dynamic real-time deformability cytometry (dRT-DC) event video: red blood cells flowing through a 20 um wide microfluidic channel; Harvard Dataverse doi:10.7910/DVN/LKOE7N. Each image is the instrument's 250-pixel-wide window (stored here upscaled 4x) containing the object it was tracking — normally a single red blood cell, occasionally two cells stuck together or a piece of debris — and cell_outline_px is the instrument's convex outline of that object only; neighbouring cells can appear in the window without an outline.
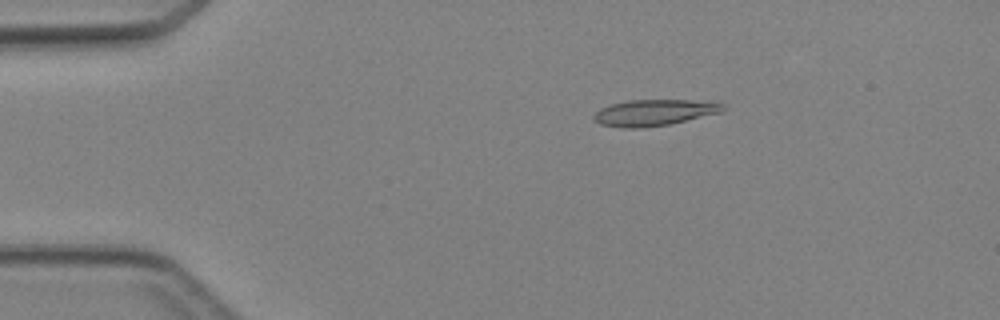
{"species": "Egyptian fruit bat (a non-hibernating species)", "species_latin": "Rousettus aegyptiacus", "temperature_condition": "cold", "stored_images_in_passage": 4, "camera_frame_rate_fps": 3000, "um_per_image_px": 0.085, "animal": {"sex": "female"}, "frame": {"image": 1, "passage_image": 3, "time_ms": 2.333, "image_size_px": [1000, 320], "cell_outline_px": [[728, 108], [720, 112], [668, 124], [640, 128], [624, 128], [600, 124], [592, 120], [592, 116], [600, 108], [612, 104], [628, 100], [692, 100], [724, 104]], "centroid_in_image_um": [55.55, 9.57], "position_along_channel_um": 29.4, "area_um2": 19.54}}